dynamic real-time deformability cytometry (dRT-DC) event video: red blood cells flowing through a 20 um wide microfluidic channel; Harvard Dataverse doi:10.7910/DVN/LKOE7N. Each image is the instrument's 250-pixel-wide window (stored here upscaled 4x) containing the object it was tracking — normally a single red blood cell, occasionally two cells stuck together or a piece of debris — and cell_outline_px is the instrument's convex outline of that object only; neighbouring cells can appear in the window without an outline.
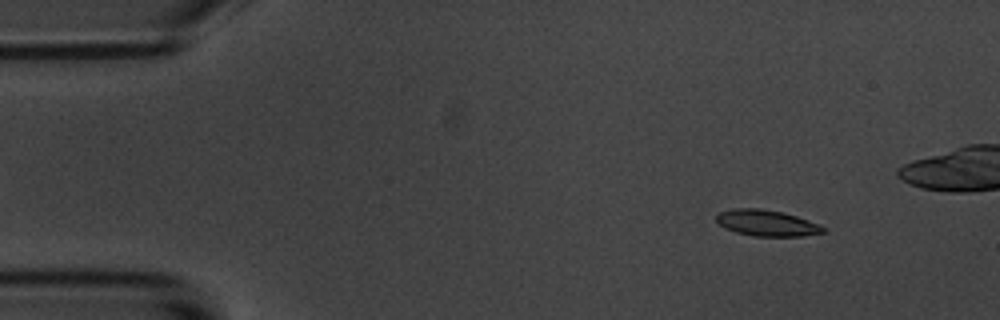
{"species": "common noctule bat (a hibernating species)", "species_latin": "Nyctalus noctula", "temperature_condition": "room temperature", "stored_images_in_passage": 56, "camera_frame_rate_fps": 3000, "um_per_image_px": 0.085, "animal": {"sex": "male", "body_mass_g": 20.1, "forearm_length_mm": 53.5}, "frame": {"image": 1, "passage_image": 6, "time_ms": 1.667, "image_size_px": [1000, 320], "cell_outline_px": [[824, 232], [804, 236], [752, 236], [736, 232], [724, 228], [716, 220], [716, 216], [720, 212], [736, 208], [760, 208], [780, 212], [796, 216], [820, 224], [824, 228]], "centroid_in_image_um": [65.16, 18.96], "position_along_channel_um": 19.8, "area_um2": 16.13}}
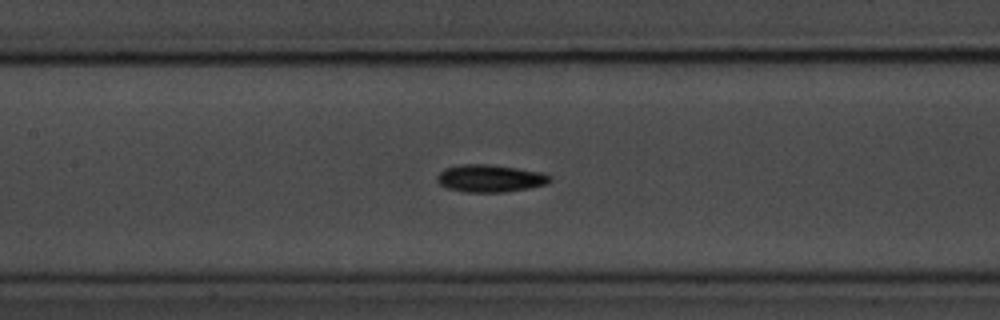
{"frame": {"image": 2, "passage_image": 25, "time_ms": 8.0, "image_size_px": [1000, 320], "cell_outline_px": [[552, 180], [548, 184], [528, 188], [504, 192], [468, 192], [448, 188], [440, 184], [436, 180], [436, 176], [444, 168], [460, 164], [484, 164], [516, 168], [540, 172], [552, 176]], "centroid_in_image_um": [41.65, 15.16], "position_along_channel_um": 165.7, "area_um2": 17.98}}
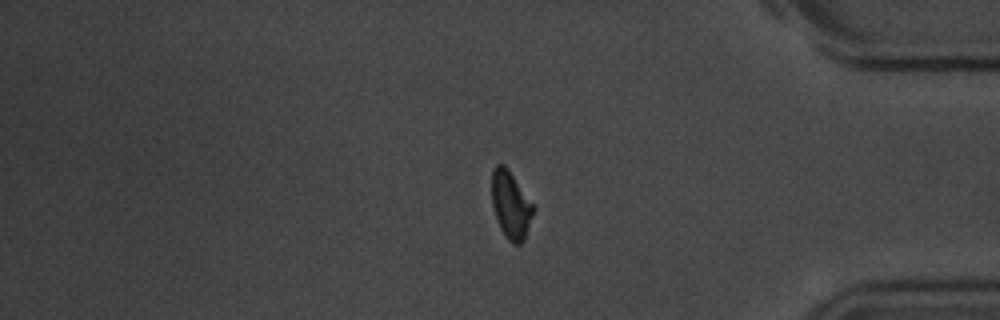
{"frame": {"image": 3, "passage_image": 46, "time_ms": 15.0, "image_size_px": [1000, 320], "cell_outline_px": [[536, 208], [524, 240], [520, 244], [512, 244], [504, 236], [496, 220], [492, 204], [492, 168], [496, 164], [504, 164], [508, 168]], "centroid_in_image_um": [43.42, 17.43], "position_along_channel_um": 391.8, "area_um2": 16.59}, "authors_computed_cell_mechanics": {"area_um2": 16.8776, "velocity_mm_per_s": 3.5839, "shape_relaxation_time_tau1_ms": 2.712, "shape_relaxation_time_tau2_ms": 8.2456, "deformation_change_tau1": 0.0992, "deformation_change_tau2": 0.1375}}